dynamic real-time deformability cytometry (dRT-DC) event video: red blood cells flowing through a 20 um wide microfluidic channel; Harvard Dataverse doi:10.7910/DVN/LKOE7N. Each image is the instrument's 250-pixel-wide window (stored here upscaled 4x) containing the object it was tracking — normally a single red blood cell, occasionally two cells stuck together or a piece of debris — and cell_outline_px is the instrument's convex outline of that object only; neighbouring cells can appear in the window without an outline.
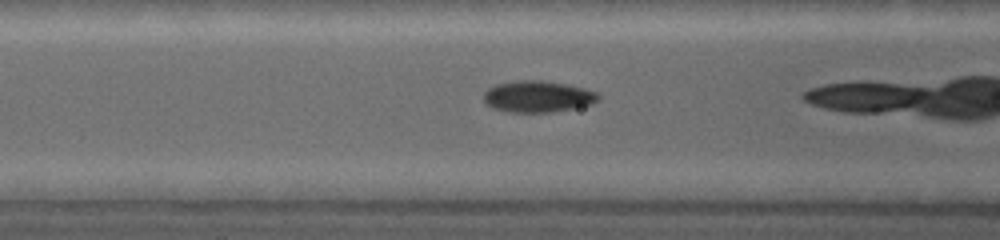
{"species": "common noctule bat (a hibernating species)", "species_latin": "Nyctalus noctula", "temperature_condition": "warm", "stored_images_in_passage": 31, "camera_frame_rate_fps": 5000, "um_per_image_px": 0.085, "animal": {"sex": "female", "body_mass_g": 19.0, "forearm_length_mm": 53.3}, "frame": {"image": 1, "passage_image": 10, "time_ms": 1.8, "image_size_px": [1000, 240], "cell_outline_px": [[600, 96], [592, 104], [552, 112], [508, 112], [492, 108], [484, 100], [484, 92], [488, 88], [500, 84], [528, 80], [560, 84], [580, 88], [596, 92]], "centroid_in_image_um": [45.67, 8.24], "position_along_channel_um": 120.9, "area_um2": 20.17}}
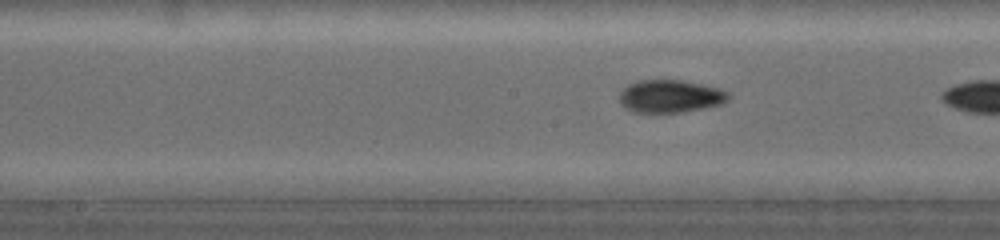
{"frame": {"image": 2, "passage_image": 18, "time_ms": 3.4, "image_size_px": [1000, 240], "cell_outline_px": [[728, 96], [720, 104], [680, 112], [632, 112], [624, 108], [620, 104], [620, 92], [628, 84], [644, 80], [676, 80], [696, 84], [712, 88], [724, 92]], "centroid_in_image_um": [56.82, 8.2], "position_along_channel_um": 191.4, "area_um2": 19.88}}